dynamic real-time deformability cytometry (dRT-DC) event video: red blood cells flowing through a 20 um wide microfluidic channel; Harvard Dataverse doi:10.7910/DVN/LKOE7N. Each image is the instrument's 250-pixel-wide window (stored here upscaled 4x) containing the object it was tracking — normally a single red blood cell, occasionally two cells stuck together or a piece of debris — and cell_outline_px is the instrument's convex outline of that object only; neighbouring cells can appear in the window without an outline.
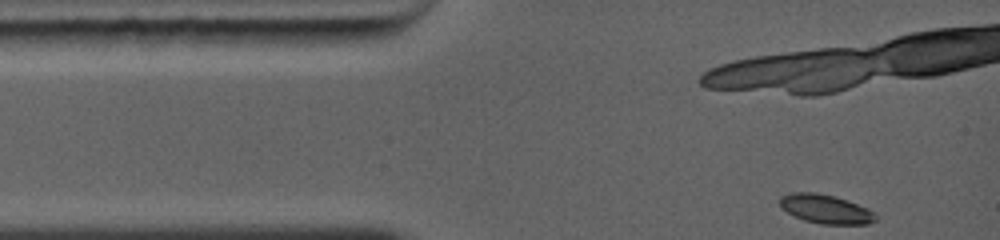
{"species": "common noctule bat (a hibernating species)", "species_latin": "Nyctalus noctula", "temperature_condition": "warm", "stored_images_in_passage": 16, "camera_frame_rate_fps": 5000, "um_per_image_px": 0.085, "animal": {"sex": "female", "body_mass_g": 19.0, "forearm_length_mm": 56.7}, "frame": {"image": 1, "passage_image": 1, "time_ms": 0.0, "image_size_px": [1000, 240], "cell_outline_px": [[876, 220], [868, 224], [820, 224], [804, 220], [780, 208], [780, 196], [788, 192], [816, 192], [848, 200], [868, 208], [876, 212]], "centroid_in_image_um": [70.18, 17.76], "position_along_channel_um": 14.8, "area_um2": 16.3}}